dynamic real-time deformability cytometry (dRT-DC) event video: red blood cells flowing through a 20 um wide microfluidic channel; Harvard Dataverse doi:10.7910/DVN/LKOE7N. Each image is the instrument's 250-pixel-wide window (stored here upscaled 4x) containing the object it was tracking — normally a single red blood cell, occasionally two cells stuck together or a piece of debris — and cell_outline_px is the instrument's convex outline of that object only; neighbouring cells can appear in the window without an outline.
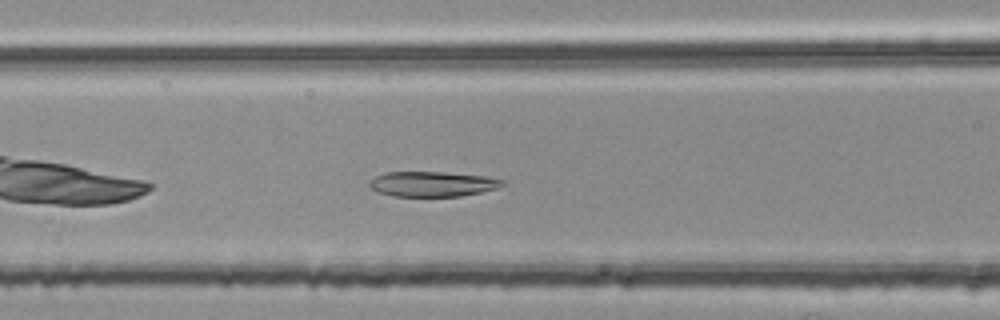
{"species": "common noctule bat (a hibernating species)", "species_latin": "Nyctalus noctula", "temperature_condition": "room temperature", "stored_images_in_passage": 37, "camera_frame_rate_fps": 3000, "um_per_image_px": 0.085, "animal": {"sex": "female", "body_mass_g": 25.1}, "frame": {"image": 1, "passage_image": 8, "time_ms": 2.333, "image_size_px": [1000, 320], "cell_outline_px": [[504, 184], [496, 188], [480, 192], [460, 196], [392, 196], [376, 192], [368, 188], [368, 184], [376, 176], [384, 172], [444, 172], [484, 176], [504, 180]], "centroid_in_image_um": [36.69, 15.64], "position_along_channel_um": 129.9, "area_um2": 19.42}}
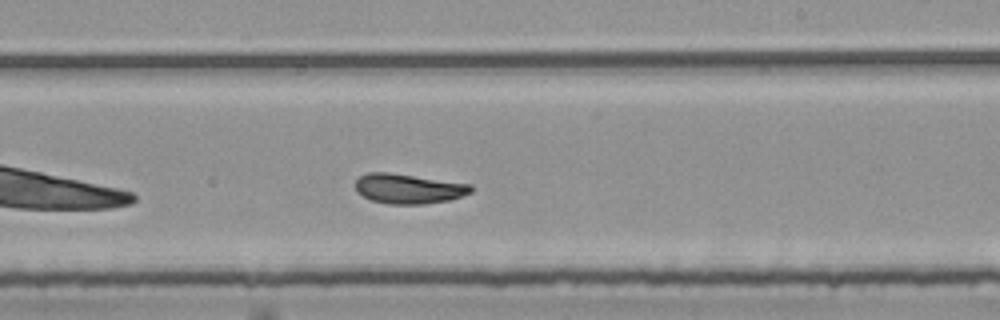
{"frame": {"image": 2, "passage_image": 18, "time_ms": 5.667, "image_size_px": [1000, 320], "cell_outline_px": [[472, 192], [448, 200], [424, 204], [388, 204], [372, 200], [356, 192], [356, 180], [360, 176], [368, 172], [388, 172], [472, 184]], "centroid_in_image_um": [34.71, 16.03], "position_along_channel_um": 254.3, "area_um2": 20.0}}
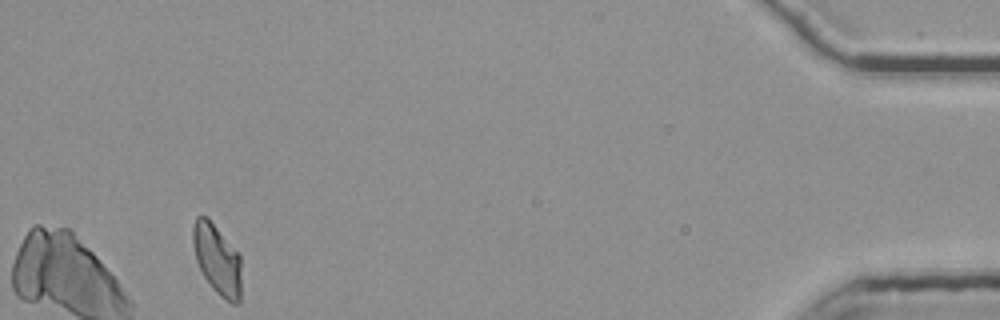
{"frame": {"image": 3, "passage_image": 37, "time_ms": 12.0, "image_size_px": [1000, 320], "cell_outline_px": [[240, 304], [232, 304], [220, 296], [212, 288], [204, 276], [196, 260], [192, 244], [192, 224], [196, 216], [208, 216], [240, 256]], "centroid_in_image_um": [18.43, 22.03], "position_along_channel_um": 416.8, "area_um2": 19.88}, "authors_computed_cell_mechanics": {"area_um2": 19.941, "velocity_mm_per_s": 3.7467, "shape_relaxation_time_tau1_ms": 4.7409, "shape_relaxation_time_tau2_ms": 2.2603, "deformation_change_tau1": 0.1495, "deformation_change_tau2": 0.074}}